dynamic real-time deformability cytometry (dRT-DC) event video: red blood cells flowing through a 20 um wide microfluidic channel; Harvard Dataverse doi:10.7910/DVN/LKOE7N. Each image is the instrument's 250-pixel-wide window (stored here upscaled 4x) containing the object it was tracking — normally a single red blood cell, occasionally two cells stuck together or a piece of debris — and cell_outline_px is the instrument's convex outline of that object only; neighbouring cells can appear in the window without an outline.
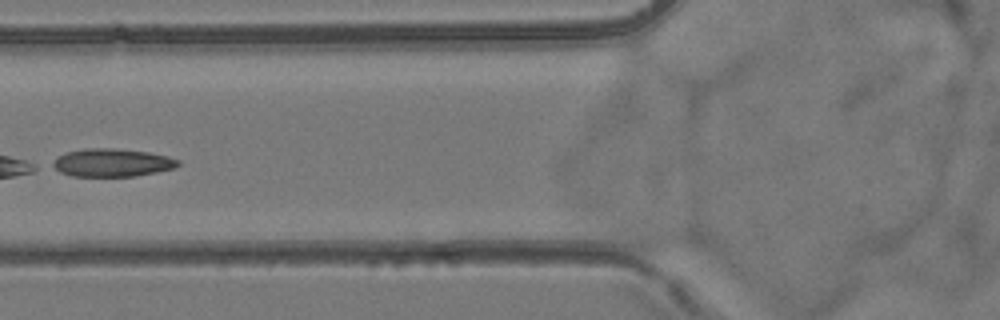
{"species": "common noctule bat (a hibernating species)", "species_latin": "Nyctalus noctula", "temperature_condition": "room temperature", "stored_images_in_passage": 5, "camera_frame_rate_fps": 3000, "um_per_image_px": 0.085, "animal": {"sex": "female", "body_mass_g": 24.6, "forearm_length_mm": 56.2}, "frame": {"image": 1, "passage_image": 5, "time_ms": 4.667, "image_size_px": [1000, 320], "cell_outline_px": [[180, 164], [176, 168], [136, 176], [72, 176], [60, 172], [52, 168], [48, 164], [56, 156], [68, 152], [84, 148], [116, 148], [148, 152], [168, 156], [180, 160]], "centroid_in_image_um": [9.49, 13.82], "position_along_channel_um": 116.3, "area_um2": 20.81}}